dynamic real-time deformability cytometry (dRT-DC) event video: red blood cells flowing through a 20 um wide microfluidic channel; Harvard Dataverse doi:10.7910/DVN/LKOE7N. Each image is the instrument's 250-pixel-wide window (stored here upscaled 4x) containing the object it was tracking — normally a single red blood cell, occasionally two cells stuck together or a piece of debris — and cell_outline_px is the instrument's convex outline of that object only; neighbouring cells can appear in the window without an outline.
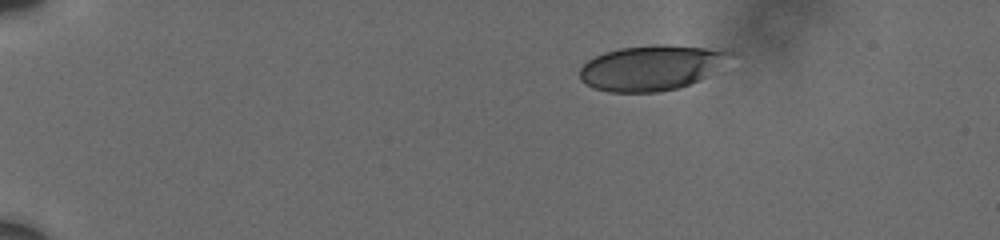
{"species": "human", "species_latin": "Homo sapiens", "temperature_condition": "cold", "stored_images_in_passage": 7, "camera_frame_rate_fps": 3000, "um_per_image_px": 0.085, "donor": {"sex": "male"}, "frame": {"image": 1, "passage_image": 1, "time_ms": 0.0, "image_size_px": [1000, 240], "cell_outline_px": [[736, 52], [700, 80], [680, 88], [656, 92], [608, 92], [592, 88], [584, 84], [580, 80], [580, 68], [588, 60], [604, 52], [620, 48], [656, 44], [668, 44], [704, 48]], "centroid_in_image_um": [55.29, 5.77], "position_along_channel_um": 29.7, "area_um2": 39.3}}
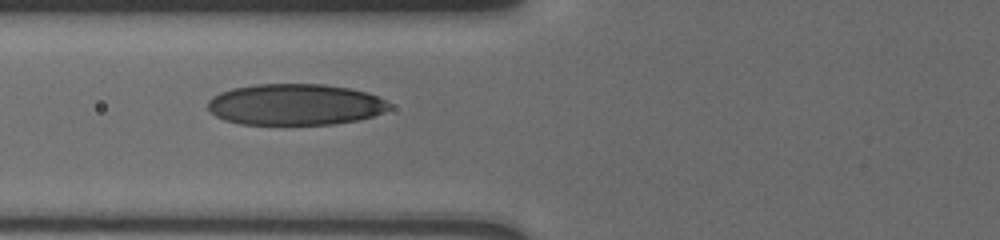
{"frame": {"image": 2, "passage_image": 6, "time_ms": 4.667, "image_size_px": [1000, 240], "cell_outline_px": [[392, 108], [384, 112], [372, 116], [356, 120], [332, 124], [240, 124], [224, 120], [216, 116], [208, 108], [208, 100], [212, 96], [220, 92], [232, 88], [256, 84], [324, 84], [348, 88], [368, 92], [392, 104]], "centroid_in_image_um": [25.08, 8.88], "position_along_channel_um": 100.7, "area_um2": 43.7}}
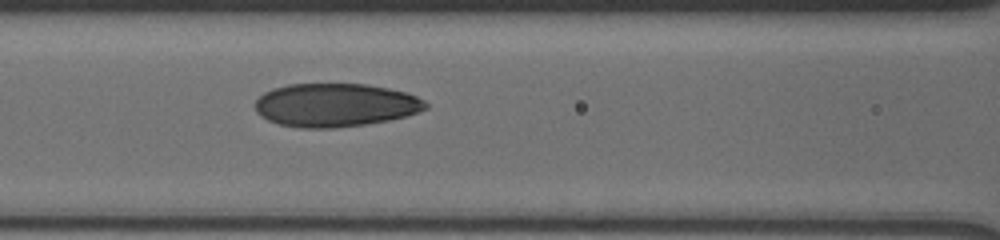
{"frame": {"image": 3, "passage_image": 7, "time_ms": 5.667, "image_size_px": [1000, 240], "cell_outline_px": [[428, 108], [404, 116], [388, 120], [364, 124], [336, 128], [300, 128], [280, 124], [268, 120], [260, 116], [256, 112], [256, 100], [264, 92], [272, 88], [288, 84], [364, 84], [388, 88], [404, 92], [416, 96], [424, 100], [428, 104]], "centroid_in_image_um": [28.47, 8.93], "position_along_channel_um": 138.1, "area_um2": 43.0}}